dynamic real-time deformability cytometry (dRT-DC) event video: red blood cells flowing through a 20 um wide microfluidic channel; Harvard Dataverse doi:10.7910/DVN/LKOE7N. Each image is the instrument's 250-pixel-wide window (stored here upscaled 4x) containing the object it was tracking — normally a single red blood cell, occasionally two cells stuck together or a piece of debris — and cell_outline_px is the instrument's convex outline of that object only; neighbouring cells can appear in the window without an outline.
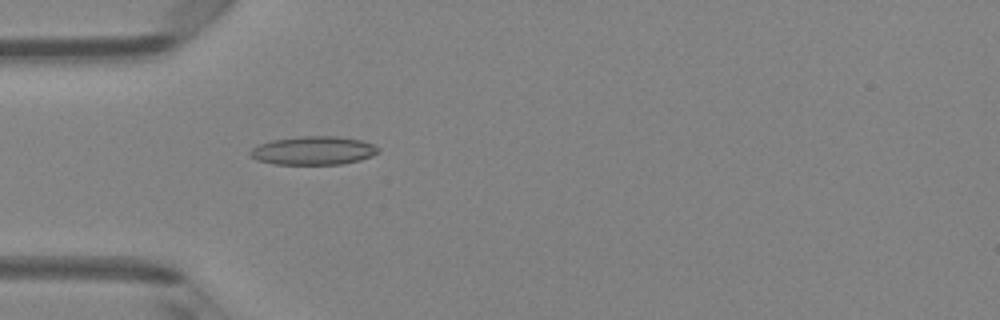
{"species": "Egyptian fruit bat (a non-hibernating species)", "species_latin": "Rousettus aegyptiacus", "temperature_condition": "room temperature", "stored_images_in_passage": 5, "camera_frame_rate_fps": 3000, "um_per_image_px": 0.085, "animal": {"sex": "female"}, "frame": {"image": 1, "passage_image": 5, "time_ms": 1.333, "image_size_px": [1000, 320], "cell_outline_px": [[380, 152], [372, 156], [360, 160], [344, 164], [272, 164], [256, 160], [248, 156], [248, 152], [252, 148], [260, 144], [272, 140], [304, 136], [336, 136], [360, 140], [372, 144], [380, 148]], "centroid_in_image_um": [26.63, 12.81], "position_along_channel_um": 58.4, "area_um2": 21.39}}